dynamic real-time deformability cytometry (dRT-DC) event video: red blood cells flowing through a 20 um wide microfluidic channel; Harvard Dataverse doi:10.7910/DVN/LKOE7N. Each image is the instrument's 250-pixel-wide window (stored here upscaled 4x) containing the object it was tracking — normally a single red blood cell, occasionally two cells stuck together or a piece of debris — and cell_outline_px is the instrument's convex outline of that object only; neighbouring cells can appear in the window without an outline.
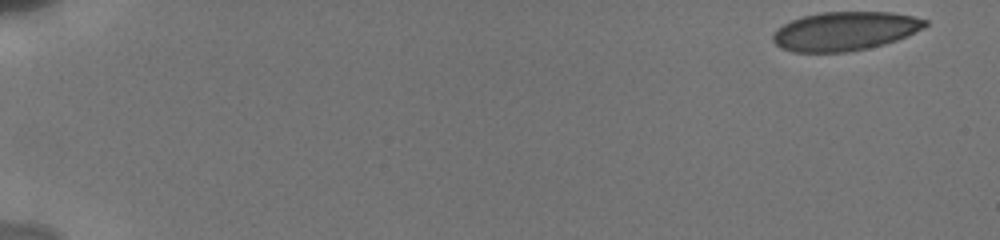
{"species": "human", "species_latin": "Homo sapiens", "temperature_condition": "cold", "stored_images_in_passage": 13, "camera_frame_rate_fps": 3000, "um_per_image_px": 0.085, "donor": {"sex": "male"}, "frame": {"image": 1, "passage_image": 1, "time_ms": 0.0, "image_size_px": [1000, 240], "cell_outline_px": [[928, 24], [924, 28], [896, 40], [884, 44], [868, 48], [844, 52], [792, 52], [776, 44], [772, 40], [772, 32], [776, 28], [792, 20], [804, 16], [820, 12], [892, 12], [912, 16], [928, 20]], "centroid_in_image_um": [71.8, 2.64], "position_along_channel_um": 13.2, "area_um2": 34.39}}
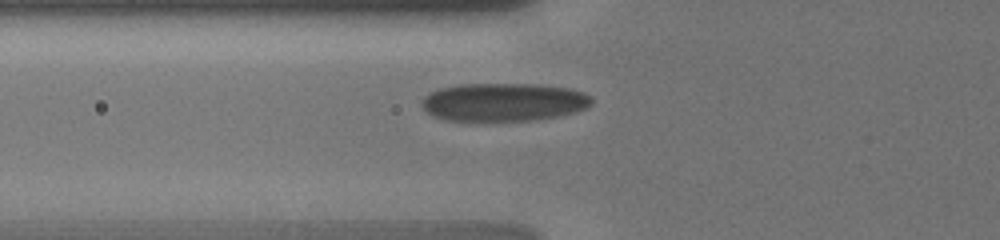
{"frame": {"image": 2, "passage_image": 10, "time_ms": 6.333, "image_size_px": [1000, 240], "cell_outline_px": [[592, 104], [588, 108], [556, 116], [536, 120], [444, 120], [432, 116], [420, 104], [420, 100], [424, 96], [440, 88], [460, 84], [540, 84], [572, 88], [584, 92], [592, 96]], "centroid_in_image_um": [42.83, 8.66], "position_along_channel_um": 83.0, "area_um2": 37.97}}
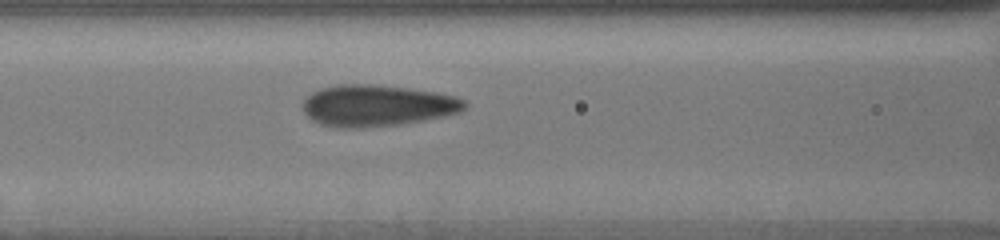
{"frame": {"image": 3, "passage_image": 12, "time_ms": 7.667, "image_size_px": [1000, 240], "cell_outline_px": [[468, 104], [460, 112], [444, 116], [424, 120], [400, 124], [360, 128], [336, 128], [320, 124], [312, 120], [304, 112], [300, 104], [312, 92], [320, 88], [336, 84], [372, 84], [408, 88], [436, 92], [456, 96], [464, 100]], "centroid_in_image_um": [32.02, 8.97], "position_along_channel_um": 134.6, "area_um2": 39.42}}